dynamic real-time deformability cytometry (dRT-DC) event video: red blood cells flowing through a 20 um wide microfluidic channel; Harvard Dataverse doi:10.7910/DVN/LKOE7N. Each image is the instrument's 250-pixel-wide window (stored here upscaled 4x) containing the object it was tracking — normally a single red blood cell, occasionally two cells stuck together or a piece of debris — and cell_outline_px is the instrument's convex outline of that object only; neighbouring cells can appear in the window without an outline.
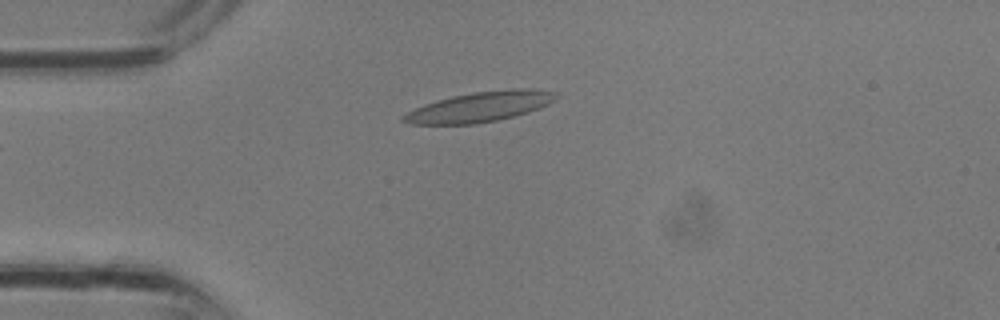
{"species": "common noctule bat (a hibernating species)", "species_latin": "Nyctalus noctula", "temperature_condition": "room temperature", "stored_images_in_passage": 1, "camera_frame_rate_fps": 3000, "um_per_image_px": 0.085, "animal": {"sex": "male", "body_mass_g": 13.3}, "frame": {"image": 1, "passage_image": 1, "time_ms": 0.0, "image_size_px": [1000, 320], "cell_outline_px": [[560, 96], [556, 100], [540, 108], [528, 112], [496, 120], [476, 124], [408, 124], [400, 120], [400, 116], [424, 104], [436, 100], [452, 96], [472, 92], [512, 88], [532, 88], [556, 92]], "centroid_in_image_um": [40.81, 9.07], "position_along_channel_um": 44.2, "area_um2": 26.93}}